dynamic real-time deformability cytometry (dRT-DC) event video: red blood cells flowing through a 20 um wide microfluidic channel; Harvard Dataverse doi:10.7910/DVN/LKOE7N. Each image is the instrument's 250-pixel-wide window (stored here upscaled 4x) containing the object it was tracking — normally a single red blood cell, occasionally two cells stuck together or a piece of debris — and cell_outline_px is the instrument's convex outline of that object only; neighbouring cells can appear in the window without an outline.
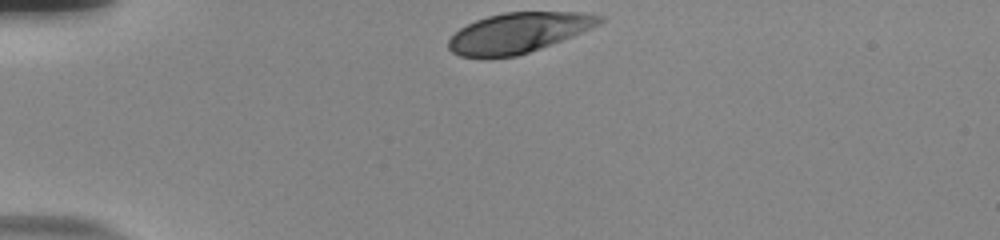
{"species": "human", "species_latin": "Homo sapiens", "temperature_condition": "room temperature", "stored_images_in_passage": 34, "camera_frame_rate_fps": 3000, "um_per_image_px": 0.085, "donor": {"sex": "male"}, "frame": {"image": 1, "passage_image": 1, "time_ms": 0.0, "image_size_px": [1000, 240], "cell_outline_px": [[604, 20], [600, 24], [540, 48], [516, 56], [488, 60], [460, 56], [452, 52], [448, 48], [448, 40], [460, 28], [476, 20], [488, 16], [504, 12], [580, 12], [604, 16]], "centroid_in_image_um": [44.0, 2.81], "position_along_channel_um": 41.0, "area_um2": 35.37}}
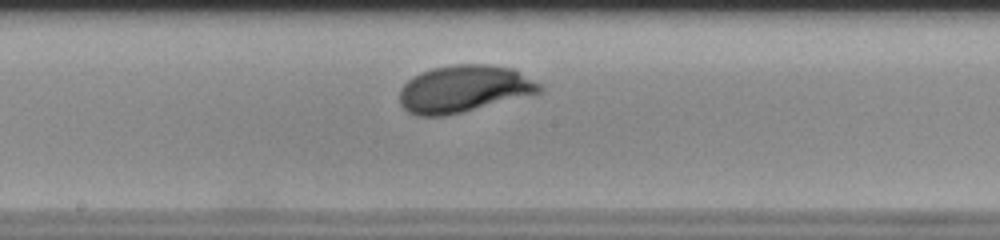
{"frame": {"image": 2, "passage_image": 18, "time_ms": 5.667, "image_size_px": [1000, 240], "cell_outline_px": [[544, 92], [444, 116], [416, 116], [408, 112], [400, 104], [400, 88], [412, 76], [420, 72], [432, 68], [452, 64], [492, 64], [512, 68], [520, 72], [540, 84], [544, 88]], "centroid_in_image_um": [39.42, 7.54], "position_along_channel_um": 208.8, "area_um2": 38.61}}
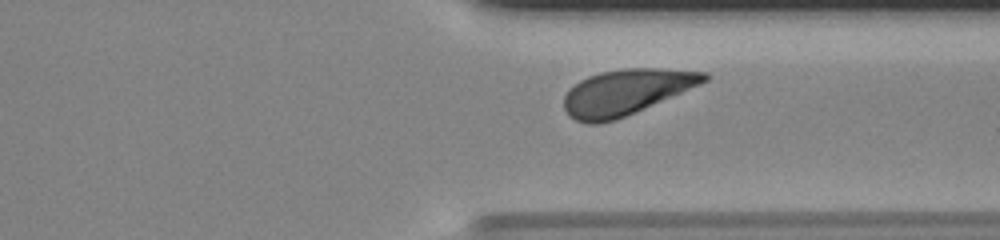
{"frame": {"image": 3, "passage_image": 30, "time_ms": 9.667, "image_size_px": [1000, 240], "cell_outline_px": [[708, 80], [700, 84], [616, 120], [600, 124], [588, 124], [576, 120], [568, 116], [564, 108], [564, 96], [580, 80], [588, 76], [600, 72], [624, 68], [660, 68], [708, 72]], "centroid_in_image_um": [53.19, 7.83], "position_along_channel_um": 358.2, "area_um2": 36.93}, "authors_computed_cell_mechanics": {"area_um2": 37.9457, "velocity_mm_per_s": 3.731, "shape_relaxation_time_tau1_ms": 3.033, "shape_relaxation_time_tau2_ms": null, "deformation_change_tau1": 0.1748, "deformation_change_tau2": null}}